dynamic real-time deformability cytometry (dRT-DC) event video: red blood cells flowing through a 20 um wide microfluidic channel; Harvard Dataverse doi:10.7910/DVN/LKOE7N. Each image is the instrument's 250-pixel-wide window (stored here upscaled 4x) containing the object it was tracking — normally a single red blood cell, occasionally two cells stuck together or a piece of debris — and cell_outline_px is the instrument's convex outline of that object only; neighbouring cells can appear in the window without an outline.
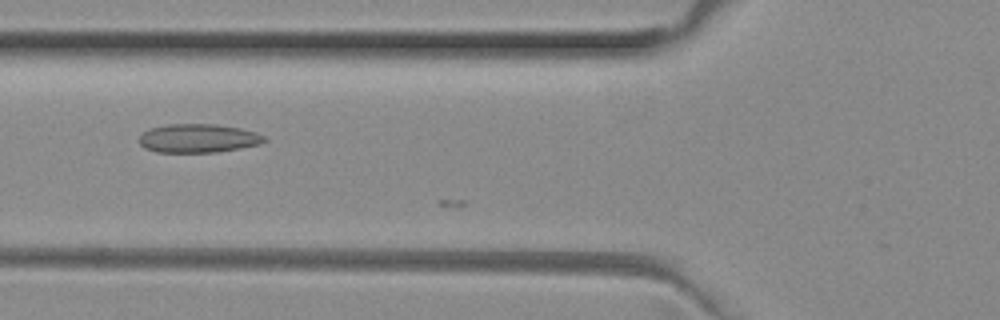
{"species": "common noctule bat (a hibernating species)", "species_latin": "Nyctalus noctula", "temperature_condition": "room temperature", "stored_images_in_passage": 9, "camera_frame_rate_fps": 3000, "um_per_image_px": 0.085, "animal": {"sex": "female", "body_mass_g": 29.2, "forearm_length_mm": 56.3}, "frame": {"image": 1, "passage_image": 7, "time_ms": 2.0, "image_size_px": [1000, 320], "cell_outline_px": [[268, 140], [260, 144], [240, 148], [216, 152], [156, 152], [144, 148], [140, 144], [140, 136], [148, 128], [168, 124], [216, 124], [240, 128], [256, 132], [264, 136]], "centroid_in_image_um": [16.85, 11.75], "position_along_channel_um": 109.0, "area_um2": 20.98}}